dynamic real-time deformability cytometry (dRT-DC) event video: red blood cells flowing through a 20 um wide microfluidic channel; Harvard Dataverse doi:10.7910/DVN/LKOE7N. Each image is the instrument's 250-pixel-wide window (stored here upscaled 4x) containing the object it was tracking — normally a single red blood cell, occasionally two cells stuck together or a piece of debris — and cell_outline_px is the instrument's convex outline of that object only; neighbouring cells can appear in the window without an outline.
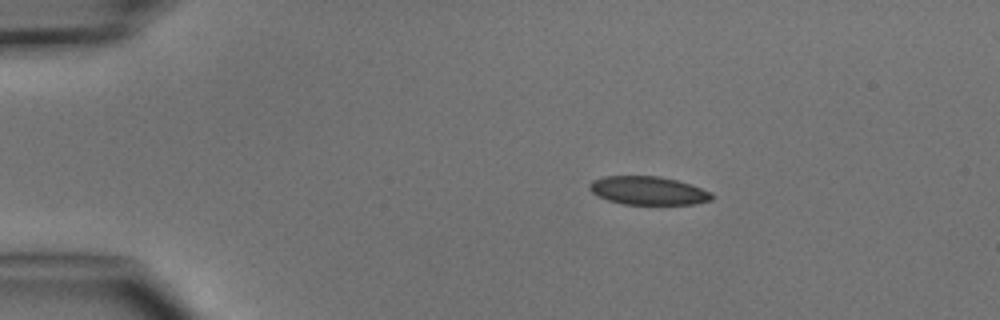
{"species": "common noctule bat (a hibernating species)", "species_latin": "Nyctalus noctula", "temperature_condition": "cold", "stored_images_in_passage": 3, "camera_frame_rate_fps": 3000, "um_per_image_px": 0.085, "animal": {"sex": "male", "body_mass_g": 15.6}, "frame": {"image": 1, "passage_image": 1, "time_ms": 0.0, "image_size_px": [1000, 320], "cell_outline_px": [[716, 196], [712, 200], [692, 204], [624, 204], [608, 200], [592, 192], [588, 188], [588, 184], [592, 180], [604, 176], [660, 176], [676, 180], [712, 192]], "centroid_in_image_um": [55.09, 16.2], "position_along_channel_um": 29.9, "area_um2": 20.17}}
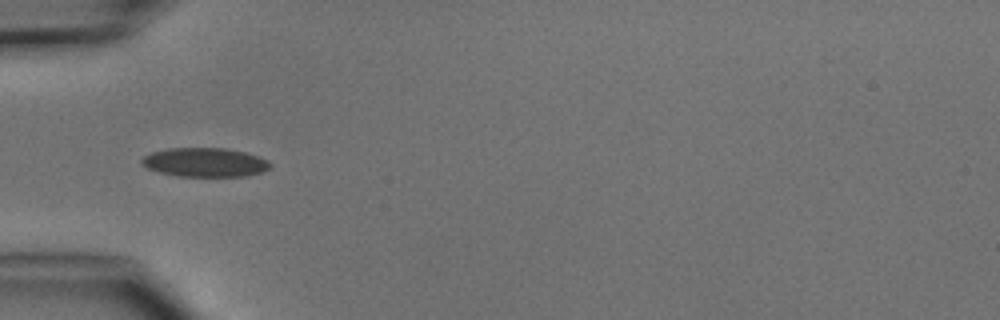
{"frame": {"image": 2, "passage_image": 3, "time_ms": 2.333, "image_size_px": [1000, 320], "cell_outline_px": [[272, 164], [268, 168], [260, 172], [248, 176], [180, 176], [160, 172], [148, 168], [140, 160], [144, 156], [152, 152], [168, 148], [224, 148], [244, 152], [260, 156], [268, 160]], "centroid_in_image_um": [17.44, 13.79], "position_along_channel_um": 67.6, "area_um2": 21.56}}